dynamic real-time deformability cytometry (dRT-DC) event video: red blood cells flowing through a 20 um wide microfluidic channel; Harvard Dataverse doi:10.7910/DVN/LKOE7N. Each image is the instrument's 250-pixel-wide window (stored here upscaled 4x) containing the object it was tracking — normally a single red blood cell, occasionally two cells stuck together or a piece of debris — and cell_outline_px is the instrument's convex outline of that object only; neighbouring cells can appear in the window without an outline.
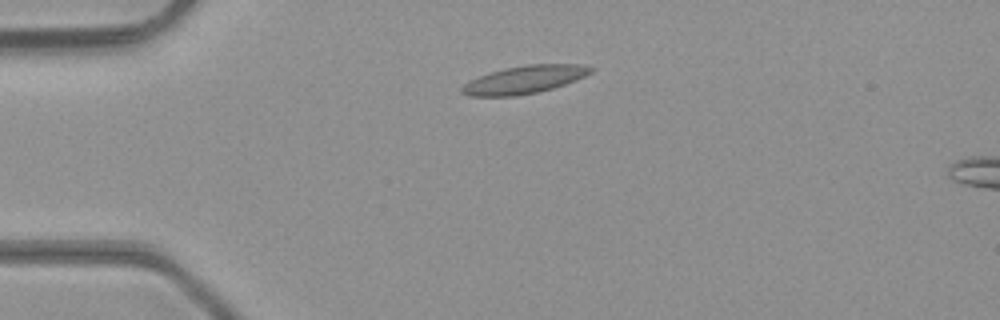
{"species": "common noctule bat (a hibernating species)", "species_latin": "Nyctalus noctula", "temperature_condition": "room temperature", "stored_images_in_passage": 37, "camera_frame_rate_fps": 3000, "um_per_image_px": 0.085, "animal": {"sex": "male", "body_mass_g": 23.1, "forearm_length_mm": 52.7}, "frame": {"image": 1, "passage_image": 1, "time_ms": 0.0, "image_size_px": [1000, 320], "cell_outline_px": [[596, 68], [592, 72], [576, 80], [552, 88], [536, 92], [516, 96], [468, 96], [460, 92], [460, 88], [464, 84], [480, 76], [504, 68], [528, 64], [584, 64]], "centroid_in_image_um": [44.6, 6.76], "position_along_channel_um": 40.4, "area_um2": 20.81}}
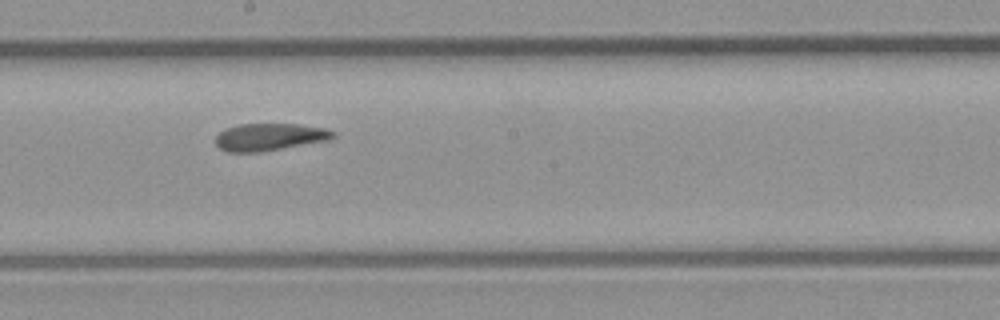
{"frame": {"image": 2, "passage_image": 16, "time_ms": 5.0, "image_size_px": [1000, 320], "cell_outline_px": [[336, 136], [328, 140], [260, 152], [228, 152], [220, 148], [216, 144], [216, 136], [220, 132], [228, 128], [240, 124], [300, 124], [324, 128], [336, 132]], "centroid_in_image_um": [22.93, 11.64], "position_along_channel_um": 225.3, "area_um2": 18.55}}
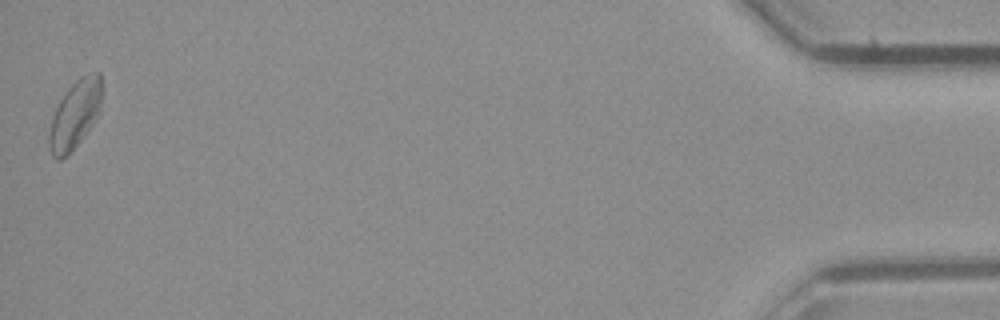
{"frame": {"image": 3, "passage_image": 37, "time_ms": 12.0, "image_size_px": [1000, 320], "cell_outline_px": [[104, 84], [100, 104], [96, 116], [92, 124], [80, 140], [60, 160], [56, 160], [52, 156], [48, 144], [48, 136], [52, 116], [60, 100], [68, 88], [80, 76], [96, 72], [100, 72]], "centroid_in_image_um": [6.37, 9.68], "position_along_channel_um": 428.8, "area_um2": 20.69}, "authors_computed_cell_mechanics": {"area_um2": 19.3052, "velocity_mm_per_s": 4.3071, "shape_relaxation_time_tau1_ms": null, "shape_relaxation_time_tau2_ms": 2.2466, "deformation_change_tau1": null, "deformation_change_tau2": 0.0851}}